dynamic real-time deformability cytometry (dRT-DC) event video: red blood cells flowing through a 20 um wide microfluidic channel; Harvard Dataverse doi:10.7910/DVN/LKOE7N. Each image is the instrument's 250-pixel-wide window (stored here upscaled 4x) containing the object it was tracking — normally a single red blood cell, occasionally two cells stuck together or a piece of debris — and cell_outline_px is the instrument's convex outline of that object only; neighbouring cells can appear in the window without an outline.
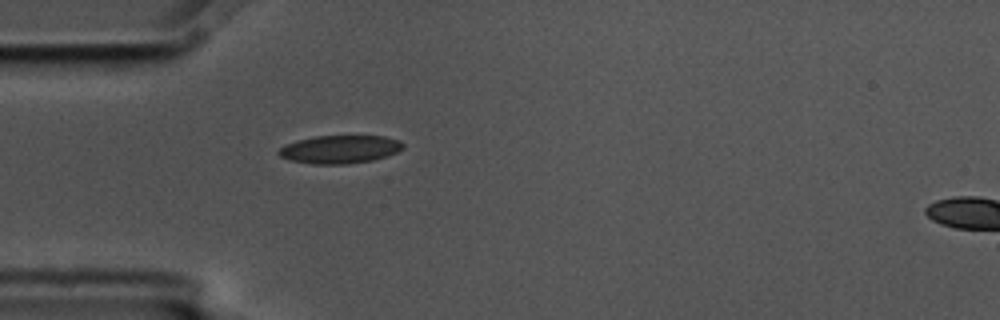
{"species": "common noctule bat (a hibernating species)", "species_latin": "Nyctalus noctula", "temperature_condition": "cold", "stored_images_in_passage": 2, "segment_of_instrument_passage": [1, 2], "camera_frame_rate_fps": 3000, "um_per_image_px": 0.085, "animal": {"sex": "male", "body_mass_g": 17.5, "forearm_length_mm": 52.3}, "frame": {"image": 1, "passage_image": 1, "time_ms": 0.0, "image_size_px": [1000, 320], "cell_outline_px": [[404, 148], [396, 152], [372, 160], [348, 164], [312, 164], [288, 160], [280, 156], [276, 152], [280, 148], [296, 140], [316, 136], [384, 136], [400, 140], [404, 144]], "centroid_in_image_um": [28.87, 12.69], "position_along_channel_um": 56.1, "area_um2": 20.35}}